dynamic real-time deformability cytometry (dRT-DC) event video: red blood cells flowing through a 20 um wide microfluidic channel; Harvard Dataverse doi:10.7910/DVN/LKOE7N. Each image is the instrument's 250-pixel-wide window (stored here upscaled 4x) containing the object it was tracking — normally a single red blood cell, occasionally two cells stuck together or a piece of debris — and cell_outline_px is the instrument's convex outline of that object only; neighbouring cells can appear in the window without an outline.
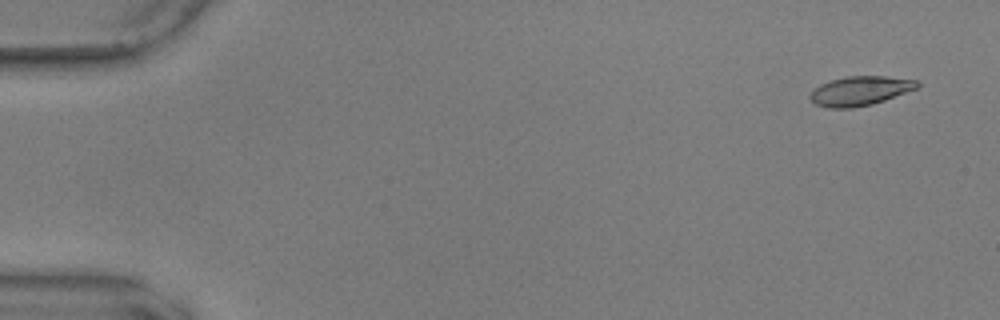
{"species": "common noctule bat (a hibernating species)", "species_latin": "Nyctalus noctula", "temperature_condition": "warm", "stored_images_in_passage": 56, "camera_frame_rate_fps": 3000, "um_per_image_px": 0.085, "animal": {"sex": "male", "body_mass_g": 17.9, "forearm_length_mm": 54.2}, "frame": {"image": 1, "passage_image": 3, "time_ms": 0.667, "image_size_px": [1000, 320], "cell_outline_px": [[920, 84], [916, 88], [884, 100], [872, 104], [852, 108], [828, 108], [816, 104], [808, 96], [820, 84], [844, 76], [884, 76], [916, 80]], "centroid_in_image_um": [73.08, 7.72], "position_along_channel_um": 11.9, "area_um2": 18.03}}
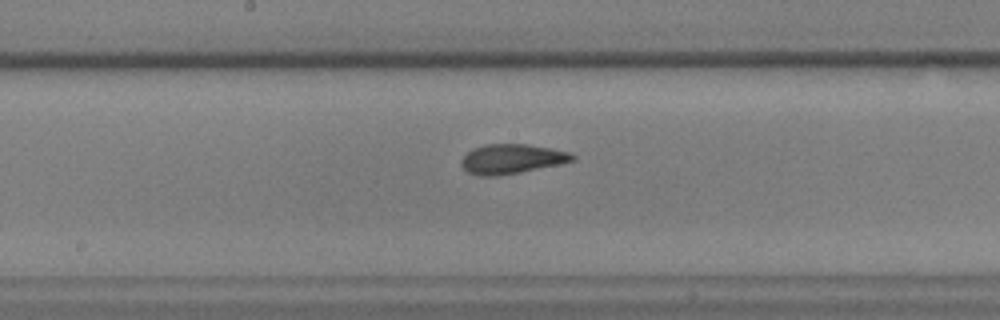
{"frame": {"image": 2, "passage_image": 30, "time_ms": 9.667, "image_size_px": [1000, 320], "cell_outline_px": [[576, 160], [560, 164], [520, 172], [496, 176], [480, 176], [468, 172], [460, 164], [460, 160], [472, 148], [484, 144], [528, 144], [552, 148], [568, 152], [576, 156]], "centroid_in_image_um": [43.49, 13.5], "position_along_channel_um": 204.7, "area_um2": 19.25}}
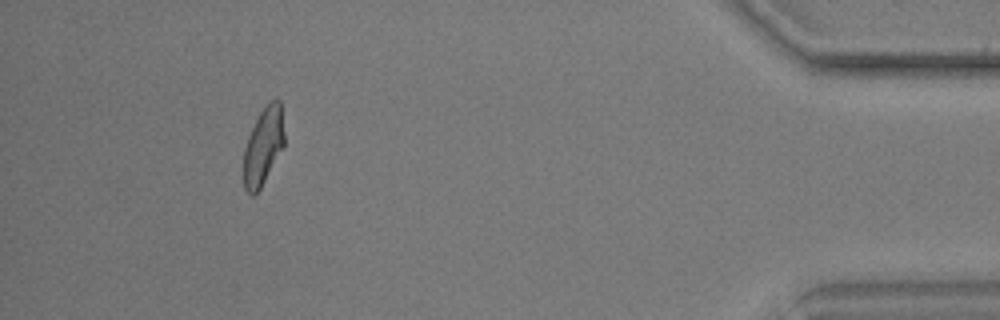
{"frame": {"image": 3, "passage_image": 52, "time_ms": 17.0, "image_size_px": [1000, 320], "cell_outline_px": [[284, 148], [256, 196], [252, 196], [244, 188], [244, 148], [248, 136], [260, 112], [272, 100], [280, 100], [284, 132]], "centroid_in_image_um": [22.39, 12.49], "position_along_channel_um": 412.8, "area_um2": 18.38}, "authors_computed_cell_mechanics": {"area_um2": 18.9295, "velocity_mm_per_s": 3.6065, "shape_relaxation_time_tau1_ms": 3.8799, "shape_relaxation_time_tau2_ms": 1.2737, "deformation_change_tau1": 0.1618, "deformation_change_tau2": 0.082}}